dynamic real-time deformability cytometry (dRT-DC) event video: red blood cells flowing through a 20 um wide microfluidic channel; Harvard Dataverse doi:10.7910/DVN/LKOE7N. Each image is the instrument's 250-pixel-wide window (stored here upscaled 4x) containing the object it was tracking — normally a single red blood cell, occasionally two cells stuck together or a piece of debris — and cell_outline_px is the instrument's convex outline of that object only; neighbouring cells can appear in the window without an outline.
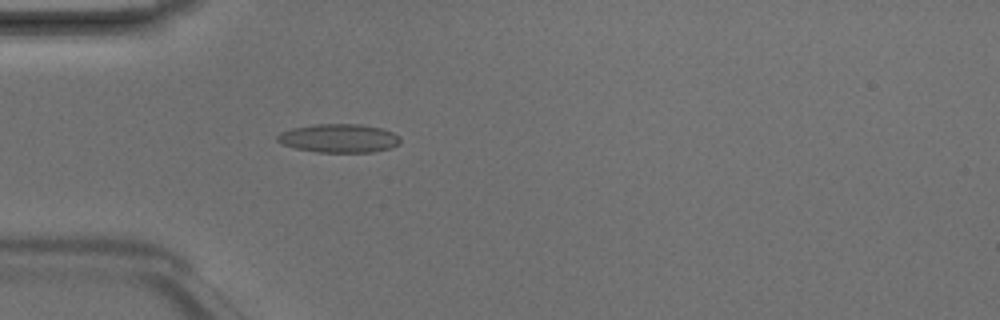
{"species": "Egyptian fruit bat (a non-hibernating species)", "species_latin": "Rousettus aegyptiacus", "temperature_condition": "room temperature", "stored_images_in_passage": 4, "camera_frame_rate_fps": 3000, "um_per_image_px": 0.085, "animal": {"sex": "male"}, "frame": {"image": 1, "passage_image": 4, "time_ms": 1.0, "image_size_px": [1000, 320], "cell_outline_px": [[400, 144], [388, 148], [372, 152], [316, 152], [296, 148], [284, 144], [276, 140], [276, 136], [280, 132], [292, 128], [316, 124], [360, 124], [380, 128], [392, 132], [400, 136]], "centroid_in_image_um": [28.81, 11.75], "position_along_channel_um": 56.2, "area_um2": 20.4}}